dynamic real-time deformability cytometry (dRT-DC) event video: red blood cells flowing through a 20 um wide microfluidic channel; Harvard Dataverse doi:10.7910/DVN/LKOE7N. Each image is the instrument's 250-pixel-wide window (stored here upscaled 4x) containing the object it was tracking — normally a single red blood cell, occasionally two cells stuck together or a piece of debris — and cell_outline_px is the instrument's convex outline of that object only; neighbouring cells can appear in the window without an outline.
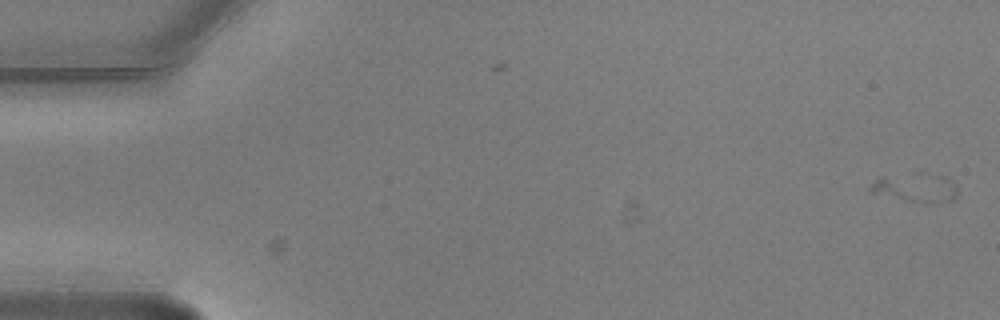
{"species": "common noctule bat (a hibernating species)", "species_latin": "Nyctalus noctula", "temperature_condition": "warm", "stored_images_in_passage": 2, "camera_frame_rate_fps": 3000, "um_per_image_px": 0.085, "animal": {"sex": "male", "body_mass_g": 20.5, "forearm_length_mm": 52.5}, "frame": {"image": 1, "passage_image": 1, "time_ms": 0.0, "image_size_px": [1000, 320], "cell_outline_px": [[956, 200], [932, 204], [924, 204], [872, 192], [868, 188], [880, 176], [944, 176], [952, 180], [956, 184]], "centroid_in_image_um": [77.91, 16.02], "position_along_channel_um": 7.1, "area_um2": 13.99}}